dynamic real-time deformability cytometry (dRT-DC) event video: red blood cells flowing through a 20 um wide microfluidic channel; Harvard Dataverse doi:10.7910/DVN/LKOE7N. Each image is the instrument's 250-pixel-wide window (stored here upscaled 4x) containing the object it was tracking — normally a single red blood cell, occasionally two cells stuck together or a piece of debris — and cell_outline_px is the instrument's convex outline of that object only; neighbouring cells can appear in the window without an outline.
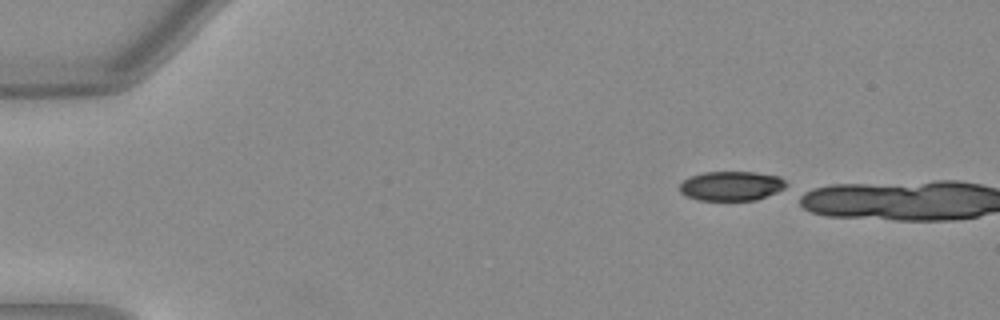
{"species": "Egyptian fruit bat (a non-hibernating species)", "species_latin": "Rousettus aegyptiacus", "temperature_condition": "warm", "stored_images_in_passage": 3, "camera_frame_rate_fps": 3000, "um_per_image_px": 0.085, "animal": {"sex": "female"}, "frame": {"image": 1, "passage_image": 1, "time_ms": 0.0, "image_size_px": [1000, 320], "cell_outline_px": [[788, 184], [784, 188], [776, 192], [756, 200], [700, 200], [688, 196], [680, 192], [680, 184], [684, 180], [692, 176], [704, 172], [756, 172], [780, 176]], "centroid_in_image_um": [62.19, 15.8], "position_along_channel_um": 22.8, "area_um2": 18.15}}